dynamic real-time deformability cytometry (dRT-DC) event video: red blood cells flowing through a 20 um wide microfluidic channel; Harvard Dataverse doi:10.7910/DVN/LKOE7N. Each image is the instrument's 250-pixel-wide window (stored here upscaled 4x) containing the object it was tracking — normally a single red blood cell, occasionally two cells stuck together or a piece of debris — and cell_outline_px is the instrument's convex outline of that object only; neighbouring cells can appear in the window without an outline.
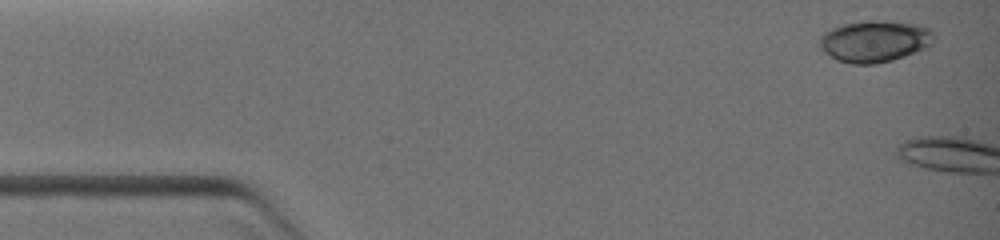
{"species": "common noctule bat (a hibernating species)", "species_latin": "Nyctalus noctula", "temperature_condition": "warm", "stored_images_in_passage": 6, "camera_frame_rate_fps": 3000, "um_per_image_px": 0.085, "animal": {"sex": "female", "body_mass_g": 19.0, "forearm_length_mm": 51.5}, "frame": {"image": 1, "passage_image": 1, "time_ms": 0.0, "image_size_px": [1000, 240], "cell_outline_px": [[932, 44], [924, 48], [904, 56], [892, 60], [876, 64], [852, 64], [836, 60], [824, 52], [820, 48], [816, 40], [824, 32], [832, 28], [844, 24], [864, 20], [884, 20], [920, 24], [928, 28], [932, 32]], "centroid_in_image_um": [74.29, 3.49], "position_along_channel_um": 10.7, "area_um2": 27.98}}